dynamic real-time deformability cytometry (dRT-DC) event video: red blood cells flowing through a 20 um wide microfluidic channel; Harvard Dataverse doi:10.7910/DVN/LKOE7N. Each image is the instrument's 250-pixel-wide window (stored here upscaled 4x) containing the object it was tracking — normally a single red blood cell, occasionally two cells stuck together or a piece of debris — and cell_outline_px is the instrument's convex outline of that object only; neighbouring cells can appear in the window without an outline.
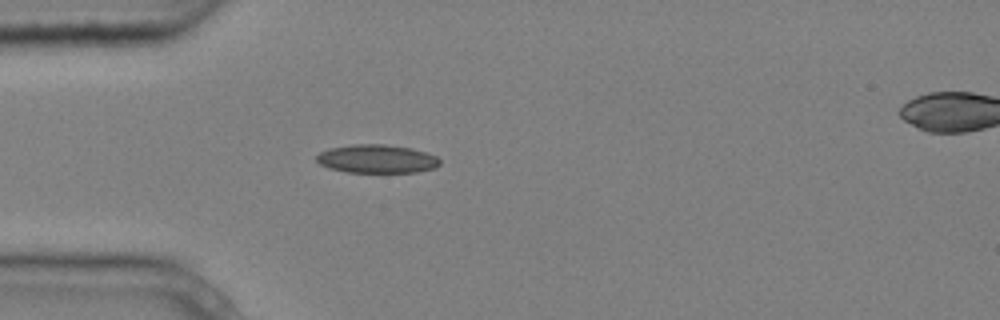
{"species": "common noctule bat (a hibernating species)", "species_latin": "Nyctalus noctula", "temperature_condition": "cold", "stored_images_in_passage": 2, "segment_of_instrument_passage": [1, 2], "camera_frame_rate_fps": 3000, "um_per_image_px": 0.085, "animal": {"sex": "male", "body_mass_g": 20.4}, "frame": {"image": 1, "passage_image": 1, "time_ms": 0.0, "image_size_px": [1000, 320], "cell_outline_px": [[440, 164], [436, 168], [416, 172], [348, 172], [328, 168], [320, 164], [316, 160], [316, 156], [320, 152], [332, 148], [352, 144], [384, 144], [412, 148], [436, 156], [440, 160]], "centroid_in_image_um": [32.04, 13.5], "position_along_channel_um": 53.0, "area_um2": 20.4}}